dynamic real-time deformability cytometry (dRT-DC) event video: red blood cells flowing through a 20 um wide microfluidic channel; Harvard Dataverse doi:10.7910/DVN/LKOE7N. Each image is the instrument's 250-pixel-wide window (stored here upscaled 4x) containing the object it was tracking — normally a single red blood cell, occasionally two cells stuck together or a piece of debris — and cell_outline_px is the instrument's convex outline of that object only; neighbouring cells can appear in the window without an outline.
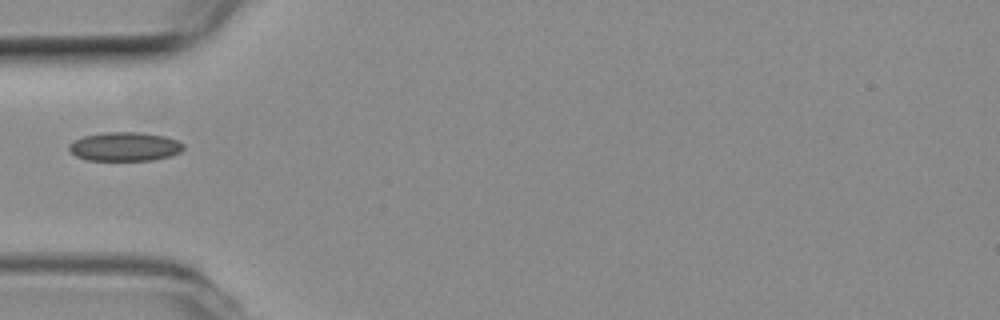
{"species": "common noctule bat (a hibernating species)", "species_latin": "Nyctalus noctula", "temperature_condition": "room temperature", "stored_images_in_passage": 3, "camera_frame_rate_fps": 3000, "um_per_image_px": 0.085, "animal": {"sex": "female", "body_mass_g": 19.3, "forearm_length_mm": 54.1}, "frame": {"image": 1, "passage_image": 1, "time_ms": 0.0, "image_size_px": [1000, 320], "cell_outline_px": [[184, 148], [180, 152], [168, 156], [152, 160], [88, 160], [76, 156], [68, 148], [68, 144], [84, 136], [104, 132], [140, 132], [164, 136], [176, 140], [184, 144]], "centroid_in_image_um": [10.6, 12.45], "position_along_channel_um": 74.4, "area_um2": 19.13}}